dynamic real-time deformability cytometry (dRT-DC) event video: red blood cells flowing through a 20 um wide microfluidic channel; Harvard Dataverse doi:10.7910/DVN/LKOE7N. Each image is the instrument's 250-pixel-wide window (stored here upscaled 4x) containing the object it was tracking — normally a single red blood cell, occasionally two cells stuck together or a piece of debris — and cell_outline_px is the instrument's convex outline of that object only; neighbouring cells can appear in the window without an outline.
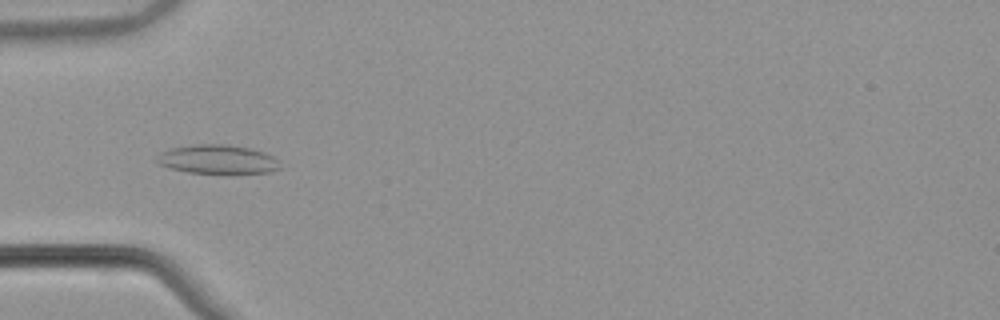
{"species": "common noctule bat (a hibernating species)", "species_latin": "Nyctalus noctula", "temperature_condition": "warm", "stored_images_in_passage": 54, "camera_frame_rate_fps": 3000, "um_per_image_px": 0.085, "animal": {"sex": "male", "body_mass_g": 21.5, "forearm_length_mm": 52.0}, "frame": {"image": 1, "passage_image": 18, "time_ms": 5.667, "image_size_px": [1000, 320], "cell_outline_px": [[280, 168], [268, 172], [224, 176], [188, 172], [172, 168], [160, 164], [156, 160], [156, 156], [160, 152], [172, 148], [192, 144], [228, 144], [252, 148], [264, 152], [280, 160]], "centroid_in_image_um": [18.55, 13.58], "position_along_channel_um": 66.5, "area_um2": 21.68}}
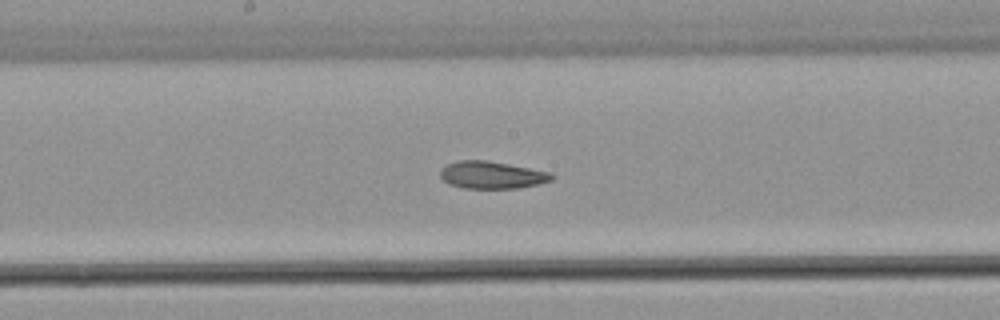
{"frame": {"image": 2, "passage_image": 29, "time_ms": 9.333, "image_size_px": [1000, 320], "cell_outline_px": [[556, 176], [552, 180], [520, 188], [464, 188], [448, 184], [440, 176], [440, 168], [448, 164], [460, 160], [484, 160], [508, 164], [548, 172]], "centroid_in_image_um": [41.77, 14.88], "position_along_channel_um": 206.4, "area_um2": 17.57}}
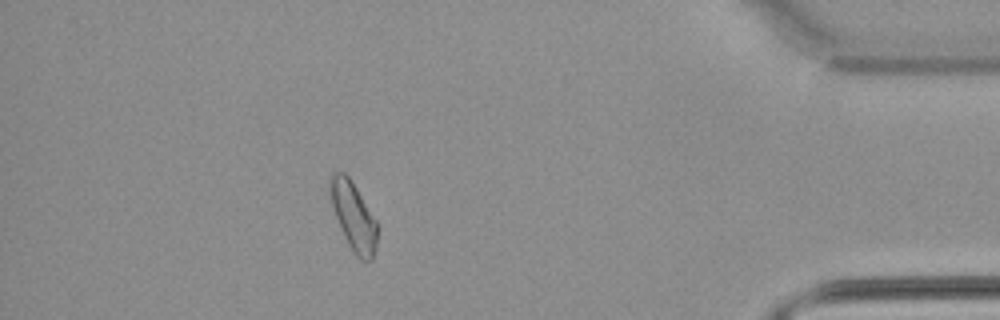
{"frame": {"image": 3, "passage_image": 48, "time_ms": 15.667, "image_size_px": [1000, 320], "cell_outline_px": [[376, 244], [372, 260], [360, 260], [356, 256], [348, 244], [344, 236], [336, 216], [328, 192], [328, 188], [332, 172], [344, 172], [352, 180], [376, 220]], "centroid_in_image_um": [30.02, 18.35], "position_along_channel_um": 405.2, "area_um2": 18.55}, "authors_computed_cell_mechanics": {"area_um2": 18.8139, "velocity_mm_per_s": 3.8551, "shape_relaxation_time_tau1_ms": null, "shape_relaxation_time_tau2_ms": 8.3099, "deformation_change_tau1": null, "deformation_change_tau2": 0.181}}